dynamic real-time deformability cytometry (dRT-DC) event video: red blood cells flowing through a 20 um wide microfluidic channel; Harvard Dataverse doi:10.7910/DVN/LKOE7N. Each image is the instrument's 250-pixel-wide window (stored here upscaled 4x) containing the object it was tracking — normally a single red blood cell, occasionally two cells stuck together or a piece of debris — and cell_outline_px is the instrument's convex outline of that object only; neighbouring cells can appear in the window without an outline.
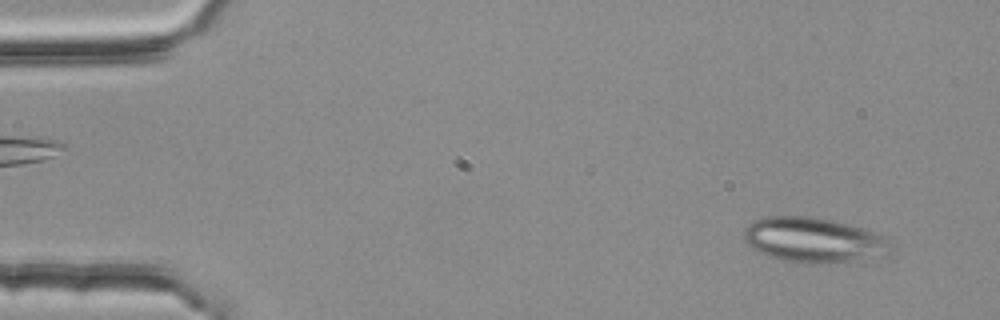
{"species": "common noctule bat (a hibernating species)", "species_latin": "Nyctalus noctula", "temperature_condition": "room temperature", "stored_images_in_passage": 4, "camera_frame_rate_fps": 3000, "um_per_image_px": 0.085, "animal": {"sex": "female", "body_mass_g": 25.1}, "frame": {"image": 1, "passage_image": 1, "time_ms": 0.0, "image_size_px": [1000, 320], "cell_outline_px": [[892, 252], [888, 256], [812, 264], [804, 264], [780, 260], [768, 256], [760, 252], [748, 244], [744, 240], [744, 228], [748, 224], [756, 220], [768, 216], [808, 216], [832, 220], [848, 224], [876, 232], [884, 236]], "centroid_in_image_um": [69.15, 20.4], "position_along_channel_um": 15.8, "area_um2": 38.44}}